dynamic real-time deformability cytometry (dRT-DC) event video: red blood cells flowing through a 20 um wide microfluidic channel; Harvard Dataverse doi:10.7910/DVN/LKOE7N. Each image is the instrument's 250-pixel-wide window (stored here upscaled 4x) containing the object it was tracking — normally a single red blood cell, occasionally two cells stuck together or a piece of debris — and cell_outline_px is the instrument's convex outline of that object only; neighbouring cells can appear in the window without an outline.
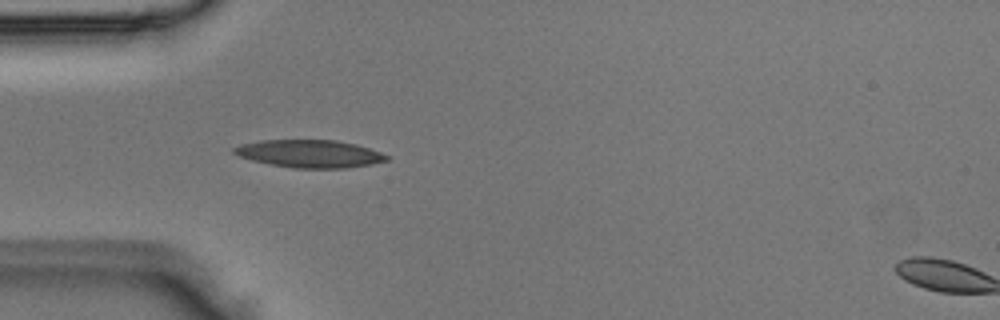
{"species": "Egyptian fruit bat (a non-hibernating species)", "species_latin": "Rousettus aegyptiacus", "temperature_condition": "room temperature", "stored_images_in_passage": 3, "camera_frame_rate_fps": 3000, "um_per_image_px": 0.085, "animal": {"sex": "male"}, "frame": {"image": 1, "passage_image": 2, "time_ms": 0.333, "image_size_px": [1000, 320], "cell_outline_px": [[392, 156], [388, 160], [368, 164], [344, 168], [296, 168], [272, 164], [252, 160], [240, 156], [232, 152], [232, 148], [240, 144], [260, 140], [336, 140], [356, 144]], "centroid_in_image_um": [26.32, 13.05], "position_along_channel_um": 58.7, "area_um2": 24.45}}